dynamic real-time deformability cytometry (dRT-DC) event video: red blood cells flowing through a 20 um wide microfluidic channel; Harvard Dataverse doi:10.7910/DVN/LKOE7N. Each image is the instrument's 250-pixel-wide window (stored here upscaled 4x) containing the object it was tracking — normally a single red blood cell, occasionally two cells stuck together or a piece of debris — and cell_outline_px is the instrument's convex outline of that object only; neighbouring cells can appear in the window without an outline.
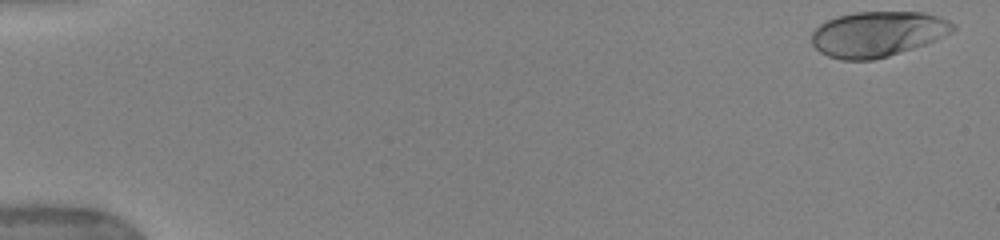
{"species": "human", "species_latin": "Homo sapiens", "temperature_condition": "warm", "stored_images_in_passage": 51, "camera_frame_rate_fps": 3000, "um_per_image_px": 0.085, "donor": {"sex": "female"}, "frame": {"image": 1, "passage_image": 1, "time_ms": 0.0, "image_size_px": [1000, 240], "cell_outline_px": [[956, 28], [952, 32], [924, 44], [888, 56], [872, 60], [840, 60], [828, 56], [820, 52], [812, 44], [812, 32], [820, 24], [836, 16], [856, 12], [924, 12], [940, 16], [956, 24]], "centroid_in_image_um": [74.59, 2.88], "position_along_channel_um": 10.4, "area_um2": 37.28}}
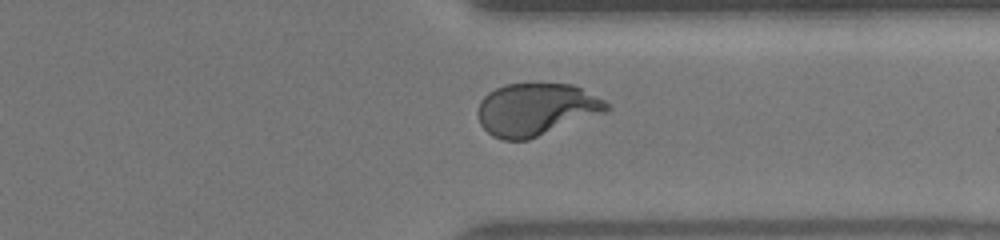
{"frame": {"image": 2, "passage_image": 40, "time_ms": 13.0, "image_size_px": [1000, 240], "cell_outline_px": [[612, 108], [608, 112], [528, 140], [504, 140], [492, 136], [480, 124], [476, 112], [480, 100], [488, 92], [504, 84], [572, 84], [604, 100]], "centroid_in_image_um": [45.56, 9.31], "position_along_channel_um": 365.8, "area_um2": 39.59}}
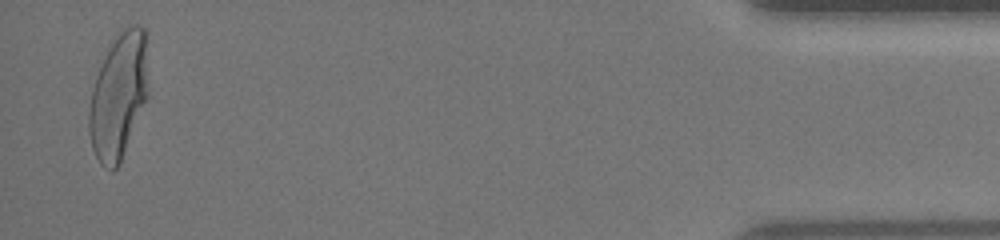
{"frame": {"image": 3, "passage_image": 50, "time_ms": 16.333, "image_size_px": [1000, 240], "cell_outline_px": [[148, 96], [120, 164], [112, 172], [100, 164], [92, 148], [88, 132], [88, 112], [92, 88], [96, 76], [116, 36], [124, 28], [132, 24], [140, 24], [148, 32]], "centroid_in_image_um": [10.11, 8.14], "position_along_channel_um": 425.1, "area_um2": 43.93}, "authors_computed_cell_mechanics": {"area_um2": 39.015, "velocity_mm_per_s": 3.9406, "shape_relaxation_time_tau1_ms": 4.0066, "shape_relaxation_time_tau2_ms": null, "deformation_change_tau1": 0.2, "deformation_change_tau2": null}}